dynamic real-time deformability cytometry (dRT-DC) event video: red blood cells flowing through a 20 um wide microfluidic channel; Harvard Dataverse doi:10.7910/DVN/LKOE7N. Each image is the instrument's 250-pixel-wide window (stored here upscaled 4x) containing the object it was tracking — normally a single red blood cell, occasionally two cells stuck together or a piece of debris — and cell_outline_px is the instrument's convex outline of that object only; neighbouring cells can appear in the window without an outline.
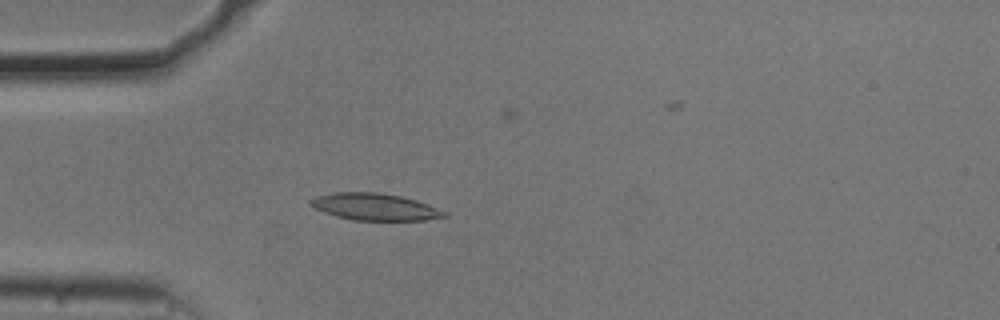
{"species": "common noctule bat (a hibernating species)", "species_latin": "Nyctalus noctula", "temperature_condition": "cold", "stored_images_in_passage": 24, "camera_frame_rate_fps": 3000, "um_per_image_px": 0.085, "animal": {"sex": "male", "body_mass_g": 20.5, "forearm_length_mm": 52.5}, "frame": {"image": 1, "passage_image": 15, "time_ms": 4.667, "image_size_px": [1000, 320], "cell_outline_px": [[448, 216], [424, 220], [352, 220], [336, 216], [324, 212], [308, 204], [308, 200], [316, 196], [336, 192], [376, 192], [400, 196], [416, 200], [428, 204], [448, 212]], "centroid_in_image_um": [31.86, 17.58], "position_along_channel_um": 53.1, "area_um2": 20.98}}
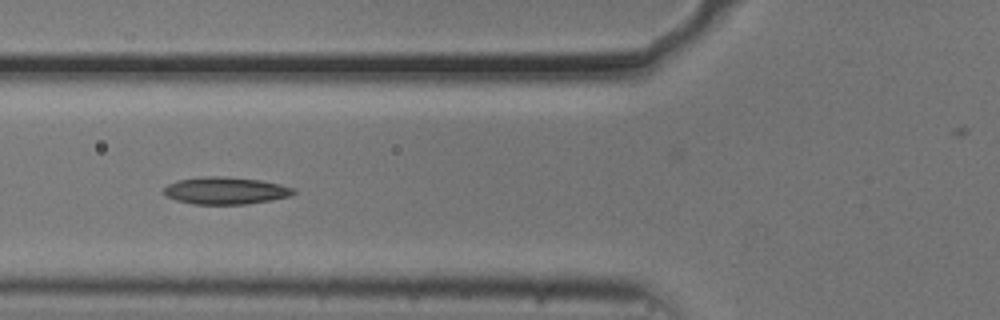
{"frame": {"image": 2, "passage_image": 20, "time_ms": 6.333, "image_size_px": [1000, 320], "cell_outline_px": [[296, 192], [292, 196], [272, 200], [244, 204], [196, 204], [176, 200], [168, 196], [164, 192], [164, 188], [168, 184], [176, 180], [204, 176], [228, 176], [260, 180], [280, 184], [292, 188]], "centroid_in_image_um": [19.19, 16.19], "position_along_channel_um": 106.6, "area_um2": 20.58}}